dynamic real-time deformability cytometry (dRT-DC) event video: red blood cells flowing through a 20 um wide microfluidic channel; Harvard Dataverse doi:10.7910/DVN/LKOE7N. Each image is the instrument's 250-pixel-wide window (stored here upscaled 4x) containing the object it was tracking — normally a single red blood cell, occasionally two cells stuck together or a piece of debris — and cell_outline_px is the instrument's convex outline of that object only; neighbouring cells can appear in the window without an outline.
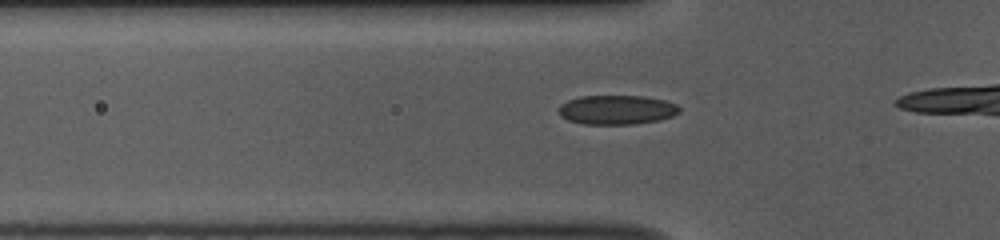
{"species": "common noctule bat (a hibernating species)", "species_latin": "Nyctalus noctula", "temperature_condition": "room temperature", "stored_images_in_passage": 18, "camera_frame_rate_fps": 3000, "um_per_image_px": 0.085, "animal": {"sex": "female", "body_mass_g": 10.0, "forearm_length_mm": 53.1}, "frame": {"image": 1, "passage_image": 12, "time_ms": 3.667, "image_size_px": [1000, 240], "cell_outline_px": [[680, 112], [672, 116], [660, 120], [632, 124], [584, 124], [568, 120], [560, 116], [560, 104], [568, 100], [580, 96], [644, 96], [664, 100], [676, 104], [680, 108]], "centroid_in_image_um": [52.43, 9.33], "position_along_channel_um": 73.4, "area_um2": 20.58}}
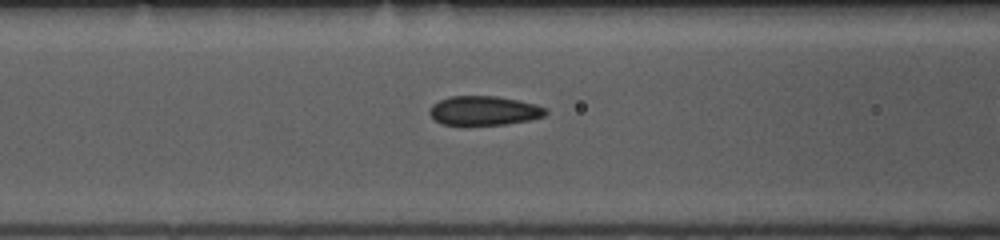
{"frame": {"image": 2, "passage_image": 16, "time_ms": 5.0, "image_size_px": [1000, 240], "cell_outline_px": [[548, 112], [544, 116], [528, 120], [504, 124], [468, 128], [444, 124], [436, 120], [428, 112], [432, 104], [448, 96], [496, 96], [520, 100], [536, 104], [544, 108]], "centroid_in_image_um": [41.1, 9.44], "position_along_channel_um": 125.5, "area_um2": 20.4}}